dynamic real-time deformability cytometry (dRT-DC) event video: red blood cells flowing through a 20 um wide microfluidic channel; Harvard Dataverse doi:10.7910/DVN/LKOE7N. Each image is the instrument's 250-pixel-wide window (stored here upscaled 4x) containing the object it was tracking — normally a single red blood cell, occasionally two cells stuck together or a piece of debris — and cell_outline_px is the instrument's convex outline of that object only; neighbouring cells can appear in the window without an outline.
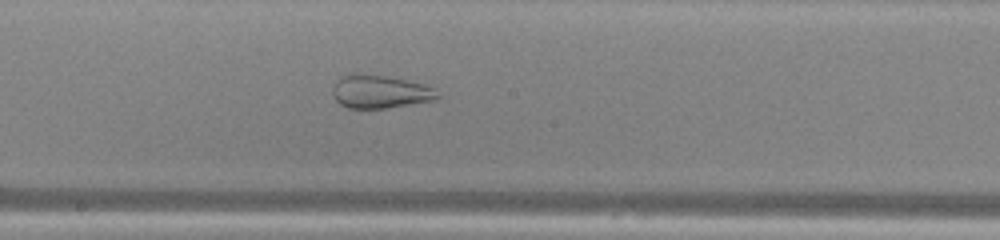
{"species": "common noctule bat (a hibernating species)", "species_latin": "Nyctalus noctula", "temperature_condition": "warm", "stored_images_in_passage": 45, "camera_frame_rate_fps": 3000, "um_per_image_px": 0.085, "animal": {"sex": "male", "body_mass_g": 13.0, "forearm_length_mm": 53.1}, "frame": {"image": 1, "passage_image": 26, "time_ms": 8.333, "image_size_px": [1000, 240], "cell_outline_px": [[440, 96], [436, 100], [384, 108], [348, 108], [340, 104], [336, 100], [332, 92], [332, 88], [336, 80], [340, 76], [352, 72], [388, 76], [420, 84], [432, 88]], "centroid_in_image_um": [32.23, 7.78], "position_along_channel_um": 216.0, "area_um2": 20.23}}